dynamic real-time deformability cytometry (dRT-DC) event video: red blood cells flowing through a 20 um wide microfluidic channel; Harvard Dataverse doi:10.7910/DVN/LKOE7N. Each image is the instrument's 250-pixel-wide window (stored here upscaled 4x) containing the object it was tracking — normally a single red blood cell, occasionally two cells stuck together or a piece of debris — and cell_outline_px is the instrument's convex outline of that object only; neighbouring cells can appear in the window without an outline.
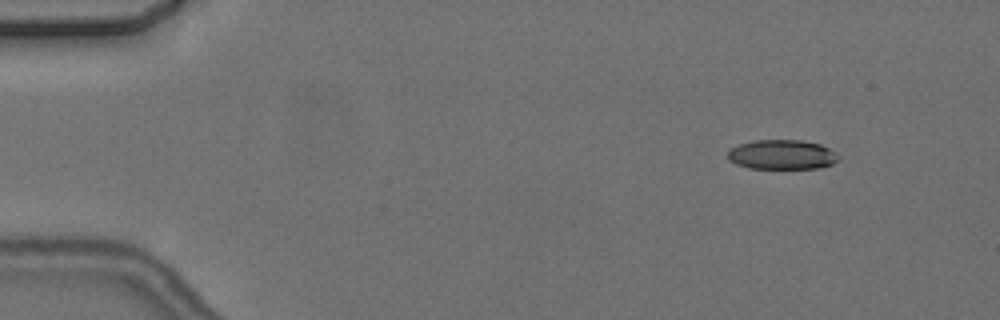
{"species": "common noctule bat (a hibernating species)", "species_latin": "Nyctalus noctula", "temperature_condition": "cold", "stored_images_in_passage": 5, "camera_frame_rate_fps": 3000, "um_per_image_px": 0.085, "animal": {"sex": "female", "body_mass_g": 24.6, "forearm_length_mm": 56.2}, "frame": {"image": 1, "passage_image": 2, "time_ms": 2.0, "image_size_px": [1000, 320], "cell_outline_px": [[840, 156], [832, 164], [816, 168], [748, 168], [736, 164], [728, 160], [728, 152], [732, 148], [740, 144], [752, 140], [800, 140], [820, 144], [836, 152]], "centroid_in_image_um": [66.46, 13.14], "position_along_channel_um": 18.5, "area_um2": 19.02}}
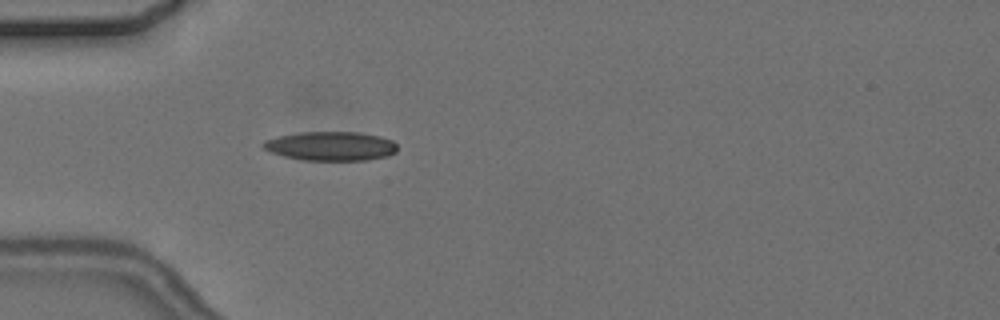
{"frame": {"image": 2, "passage_image": 5, "time_ms": 5.667, "image_size_px": [1000, 320], "cell_outline_px": [[396, 152], [388, 156], [368, 160], [304, 160], [284, 156], [272, 152], [264, 148], [260, 144], [264, 140], [280, 136], [300, 132], [360, 132], [380, 136], [392, 140], [396, 144]], "centroid_in_image_um": [28.14, 12.41], "position_along_channel_um": 56.9, "area_um2": 22.72}}